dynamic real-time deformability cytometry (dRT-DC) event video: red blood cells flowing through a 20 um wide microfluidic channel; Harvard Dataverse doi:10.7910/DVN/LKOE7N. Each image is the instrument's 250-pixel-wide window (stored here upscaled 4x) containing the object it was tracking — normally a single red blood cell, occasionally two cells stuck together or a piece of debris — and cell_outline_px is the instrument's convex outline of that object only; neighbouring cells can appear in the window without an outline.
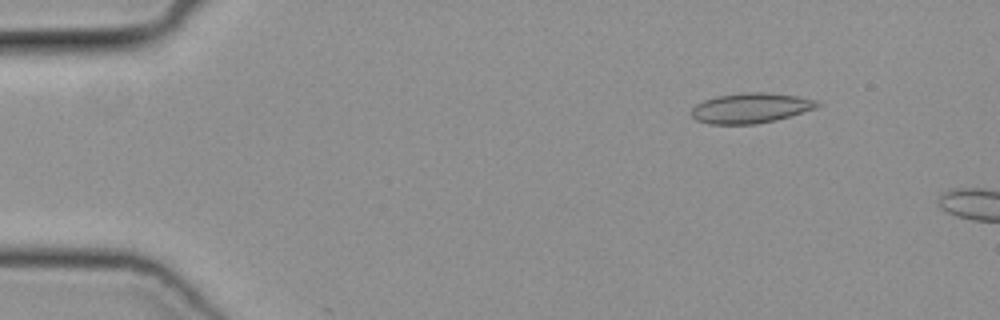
{"species": "common noctule bat (a hibernating species)", "species_latin": "Nyctalus noctula", "temperature_condition": "cold", "stored_images_in_passage": 8, "camera_frame_rate_fps": 3000, "um_per_image_px": 0.085, "animal": {"sex": "female", "body_mass_g": 19.3, "forearm_length_mm": 54.1}, "frame": {"image": 1, "passage_image": 4, "time_ms": 1.0, "image_size_px": [1000, 320], "cell_outline_px": [[824, 104], [816, 108], [776, 120], [756, 124], [708, 124], [696, 120], [692, 116], [692, 108], [696, 104], [704, 100], [716, 96], [748, 92], [764, 92], [796, 96], [820, 100]], "centroid_in_image_um": [63.84, 9.18], "position_along_channel_um": 21.2, "area_um2": 22.2}}